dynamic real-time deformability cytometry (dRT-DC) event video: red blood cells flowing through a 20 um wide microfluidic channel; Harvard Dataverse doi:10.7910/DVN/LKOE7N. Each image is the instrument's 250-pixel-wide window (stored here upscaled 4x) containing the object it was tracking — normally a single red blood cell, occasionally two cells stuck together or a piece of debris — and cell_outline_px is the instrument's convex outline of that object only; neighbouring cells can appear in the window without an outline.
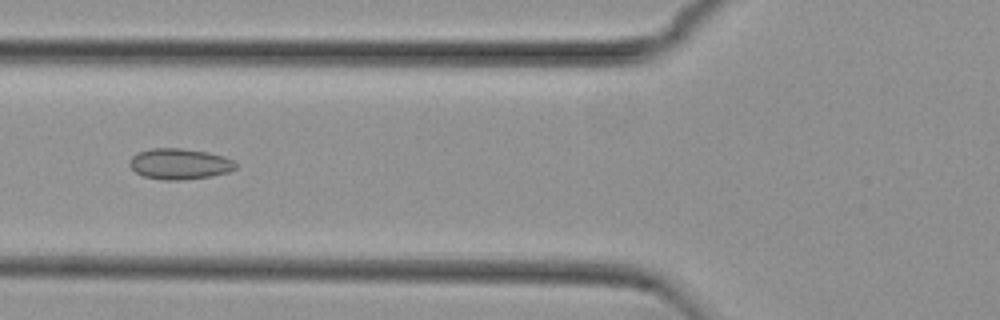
{"species": "common noctule bat (a hibernating species)", "species_latin": "Nyctalus noctula", "temperature_condition": "cold", "stored_images_in_passage": 40, "camera_frame_rate_fps": 3000, "um_per_image_px": 0.085, "animal": {"sex": "female", "body_mass_g": 29.2, "forearm_length_mm": 56.3}, "frame": {"image": 1, "passage_image": 6, "time_ms": 1.667, "image_size_px": [1000, 320], "cell_outline_px": [[236, 168], [228, 172], [212, 176], [180, 180], [164, 180], [144, 176], [136, 172], [128, 164], [132, 156], [140, 152], [152, 148], [180, 148], [208, 152], [224, 156], [232, 160], [236, 164]], "centroid_in_image_um": [15.27, 13.93], "position_along_channel_um": 110.5, "area_um2": 18.96}}
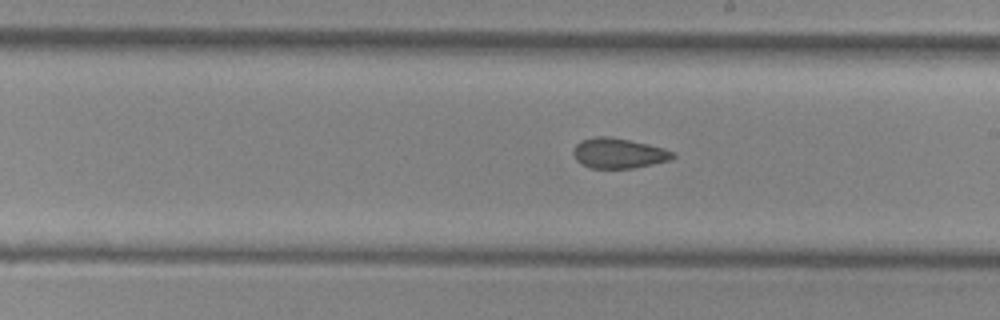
{"frame": {"image": 2, "passage_image": 16, "time_ms": 5.0, "image_size_px": [1000, 320], "cell_outline_px": [[676, 156], [672, 160], [632, 168], [592, 168], [580, 164], [576, 160], [572, 152], [572, 148], [580, 140], [592, 136], [608, 136], [648, 144], [664, 148], [676, 152]], "centroid_in_image_um": [52.57, 13.02], "position_along_channel_um": 236.4, "area_um2": 17.74}}
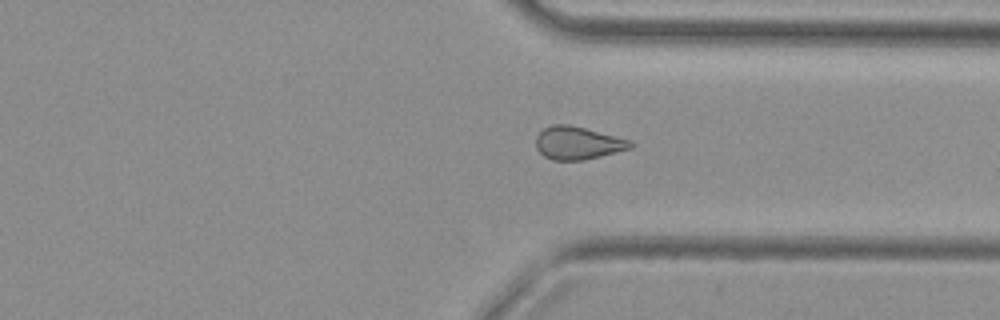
{"frame": {"image": 3, "passage_image": 26, "time_ms": 8.333, "image_size_px": [1000, 320], "cell_outline_px": [[636, 144], [632, 148], [584, 160], [552, 160], [544, 156], [536, 148], [536, 136], [544, 128], [552, 124], [568, 124], [632, 140]], "centroid_in_image_um": [49.13, 12.15], "position_along_channel_um": 362.3, "area_um2": 18.15}, "authors_computed_cell_mechanics": {"area_um2": 18.0625, "velocity_mm_per_s": 3.7736, "shape_relaxation_time_tau1_ms": null, "shape_relaxation_time_tau2_ms": 2.9782, "deformation_change_tau1": null, "deformation_change_tau2": 0.0885}}